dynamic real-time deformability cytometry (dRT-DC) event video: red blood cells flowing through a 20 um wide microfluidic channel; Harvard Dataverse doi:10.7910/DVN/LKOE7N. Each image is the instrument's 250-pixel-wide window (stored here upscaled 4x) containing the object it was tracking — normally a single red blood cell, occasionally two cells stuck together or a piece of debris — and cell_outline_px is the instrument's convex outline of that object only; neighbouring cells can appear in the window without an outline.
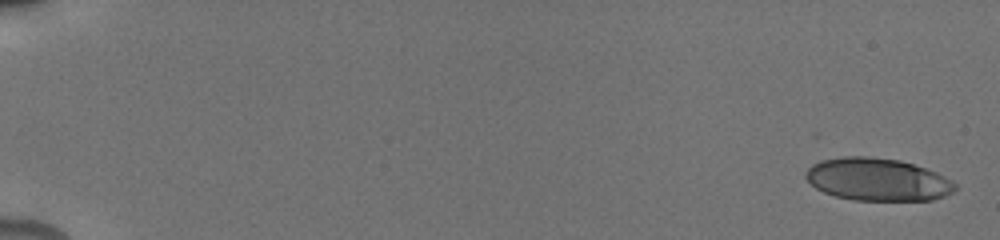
{"species": "human", "species_latin": "Homo sapiens", "temperature_condition": "cold", "stored_images_in_passage": 23, "camera_frame_rate_fps": 3000, "um_per_image_px": 0.085, "donor": {"sex": "male"}, "frame": {"image": 1, "passage_image": 1, "time_ms": 0.0, "image_size_px": [1000, 240], "cell_outline_px": [[956, 188], [952, 192], [944, 196], [932, 200], [856, 200], [836, 196], [824, 192], [816, 188], [804, 176], [804, 172], [812, 164], [820, 160], [844, 156], [868, 156], [900, 160], [936, 172], [952, 180], [956, 184]], "centroid_in_image_um": [74.57, 15.25], "position_along_channel_um": 10.4, "area_um2": 37.05}}
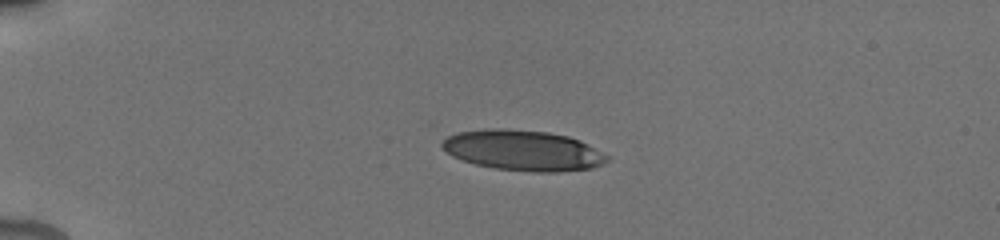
{"frame": {"image": 2, "passage_image": 9, "time_ms": 4.333, "image_size_px": [1000, 240], "cell_outline_px": [[608, 160], [592, 168], [556, 172], [532, 172], [496, 168], [476, 164], [452, 156], [440, 148], [440, 144], [448, 136], [456, 132], [484, 128], [504, 128], [548, 132], [568, 136], [580, 140], [588, 144], [608, 156]], "centroid_in_image_um": [44.42, 12.77], "position_along_channel_um": 40.6, "area_um2": 38.96}}